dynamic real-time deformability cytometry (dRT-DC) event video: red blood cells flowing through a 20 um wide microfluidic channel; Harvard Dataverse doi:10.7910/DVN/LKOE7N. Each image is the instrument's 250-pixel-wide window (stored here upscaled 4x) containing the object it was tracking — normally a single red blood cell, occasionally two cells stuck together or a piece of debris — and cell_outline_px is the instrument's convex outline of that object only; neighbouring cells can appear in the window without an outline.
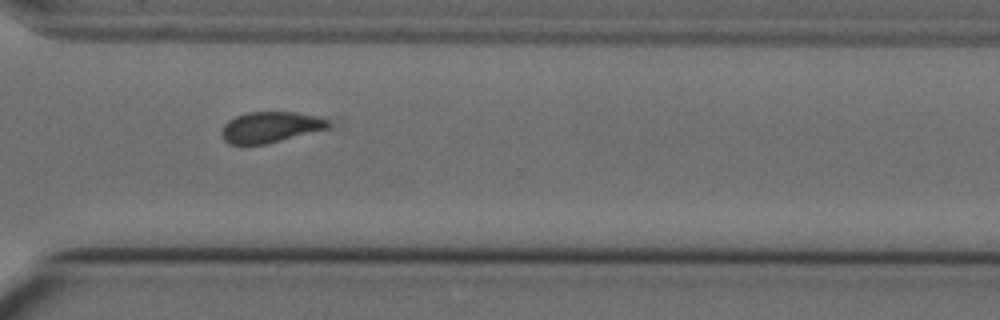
{"species": "Egyptian fruit bat (a non-hibernating species)", "species_latin": "Rousettus aegyptiacus", "temperature_condition": "cold", "stored_images_in_passage": 16, "camera_frame_rate_fps": 3000, "um_per_image_px": 0.085, "animal": {"sex": "female"}, "frame": {"image": 1, "passage_image": 12, "time_ms": 3.667, "image_size_px": [1000, 320], "cell_outline_px": [[328, 128], [268, 144], [228, 144], [220, 136], [220, 132], [224, 124], [228, 120], [236, 116], [248, 112], [296, 112], [316, 116], [328, 120]], "centroid_in_image_um": [22.92, 10.81], "position_along_channel_um": 347.7, "area_um2": 19.19}}
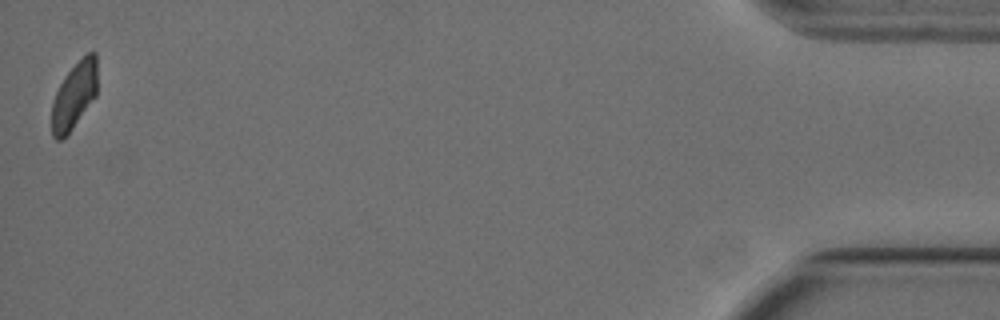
{"frame": {"image": 2, "passage_image": 16, "time_ms": 5.0, "image_size_px": [1000, 320], "cell_outline_px": [[96, 96], [72, 128], [60, 140], [56, 140], [52, 136], [52, 100], [64, 76], [88, 52], [96, 52]], "centroid_in_image_um": [6.29, 8.12], "position_along_channel_um": 428.9, "area_um2": 17.34}}